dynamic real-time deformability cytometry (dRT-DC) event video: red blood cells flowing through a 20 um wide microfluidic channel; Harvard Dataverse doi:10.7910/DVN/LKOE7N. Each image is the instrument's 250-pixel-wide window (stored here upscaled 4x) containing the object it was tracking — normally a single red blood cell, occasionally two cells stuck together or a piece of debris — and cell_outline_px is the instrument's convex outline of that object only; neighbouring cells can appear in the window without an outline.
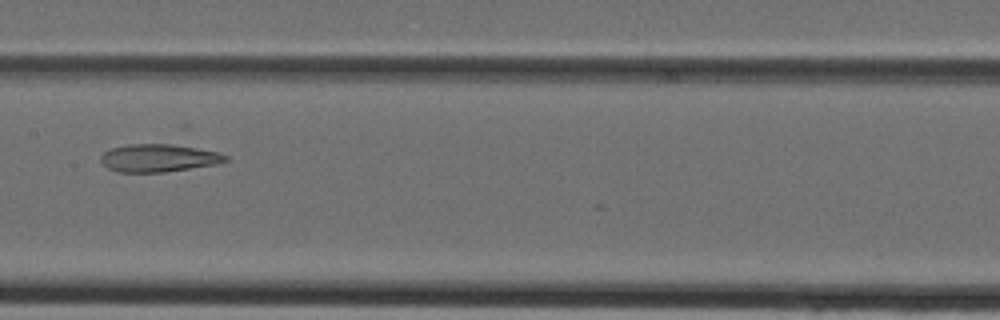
{"species": "Egyptian fruit bat (a non-hibernating species)", "species_latin": "Rousettus aegyptiacus", "temperature_condition": "cold", "stored_images_in_passage": 12, "camera_frame_rate_fps": 3000, "um_per_image_px": 0.085, "animal": {"sex": "female"}, "frame": {"image": 1, "passage_image": 10, "time_ms": 3.0, "image_size_px": [1000, 320], "cell_outline_px": [[228, 160], [216, 164], [164, 172], [116, 172], [108, 168], [100, 160], [100, 156], [104, 152], [112, 148], [128, 144], [172, 144], [220, 152], [228, 156]], "centroid_in_image_um": [13.47, 13.43], "position_along_channel_um": 193.9, "area_um2": 20.11}}